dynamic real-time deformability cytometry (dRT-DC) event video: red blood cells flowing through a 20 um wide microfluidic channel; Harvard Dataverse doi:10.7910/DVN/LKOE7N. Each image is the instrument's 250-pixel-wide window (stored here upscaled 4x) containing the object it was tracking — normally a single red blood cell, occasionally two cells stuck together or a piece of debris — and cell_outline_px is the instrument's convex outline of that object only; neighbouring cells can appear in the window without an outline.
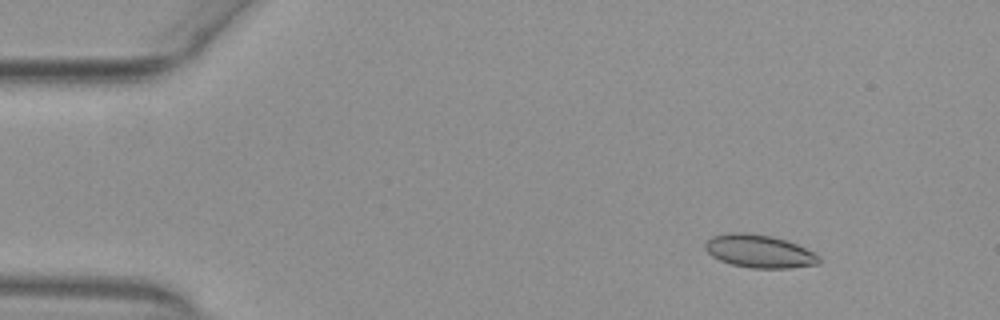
{"species": "common noctule bat (a hibernating species)", "species_latin": "Nyctalus noctula", "temperature_condition": "warm", "stored_images_in_passage": 53, "camera_frame_rate_fps": 3000, "um_per_image_px": 0.085, "animal": {"sex": "female", "body_mass_g": 29.2, "forearm_length_mm": 56.3}, "frame": {"image": 1, "passage_image": 6, "time_ms": 1.667, "image_size_px": [1000, 320], "cell_outline_px": [[820, 264], [792, 268], [752, 268], [732, 264], [720, 260], [712, 256], [704, 248], [704, 244], [712, 236], [728, 232], [748, 232], [772, 236], [788, 240], [820, 256]], "centroid_in_image_um": [64.54, 21.35], "position_along_channel_um": 20.5, "area_um2": 22.02}}
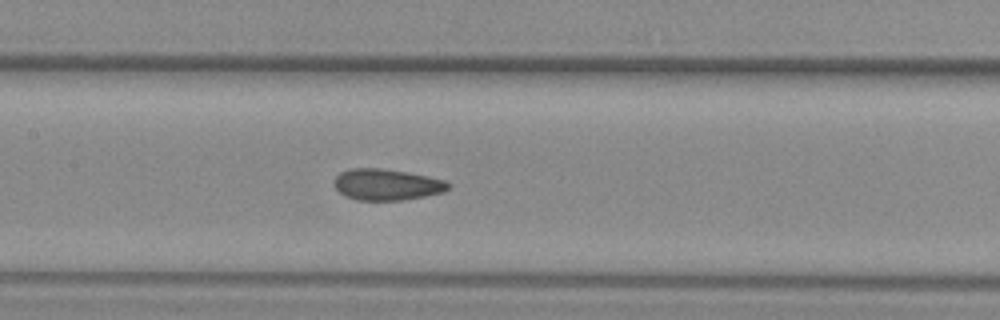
{"frame": {"image": 2, "passage_image": 25, "time_ms": 8.0, "image_size_px": [1000, 320], "cell_outline_px": [[452, 184], [444, 192], [424, 196], [400, 200], [356, 200], [344, 196], [336, 188], [332, 180], [340, 172], [348, 168], [380, 168], [408, 172], [428, 176], [444, 180]], "centroid_in_image_um": [32.84, 15.68], "position_along_channel_um": 174.6, "area_um2": 20.92}}
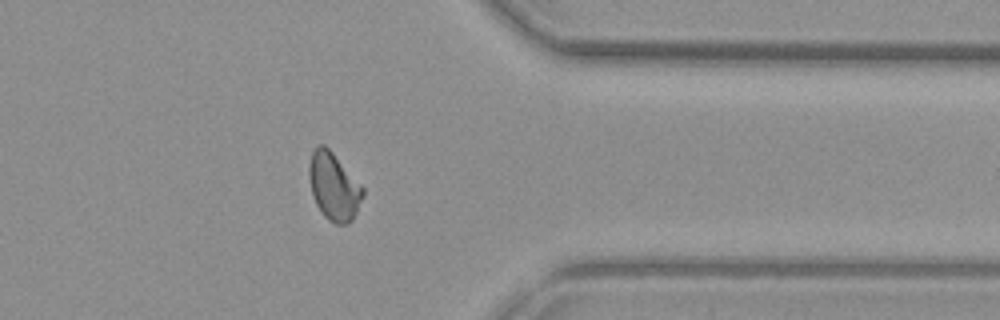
{"frame": {"image": 3, "passage_image": 42, "time_ms": 13.667, "image_size_px": [1000, 320], "cell_outline_px": [[364, 196], [352, 220], [348, 224], [336, 224], [328, 220], [320, 212], [312, 196], [308, 176], [308, 164], [312, 152], [316, 144], [324, 144], [332, 152], [364, 188]], "centroid_in_image_um": [28.34, 15.85], "position_along_channel_um": 383.1, "area_um2": 21.33}, "authors_computed_cell_mechanics": {"area_um2": 21.0392, "velocity_mm_per_s": 3.899, "shape_relaxation_time_tau1_ms": null, "shape_relaxation_time_tau2_ms": 1.3954, "deformation_change_tau1": null, "deformation_change_tau2": 0.0511}}